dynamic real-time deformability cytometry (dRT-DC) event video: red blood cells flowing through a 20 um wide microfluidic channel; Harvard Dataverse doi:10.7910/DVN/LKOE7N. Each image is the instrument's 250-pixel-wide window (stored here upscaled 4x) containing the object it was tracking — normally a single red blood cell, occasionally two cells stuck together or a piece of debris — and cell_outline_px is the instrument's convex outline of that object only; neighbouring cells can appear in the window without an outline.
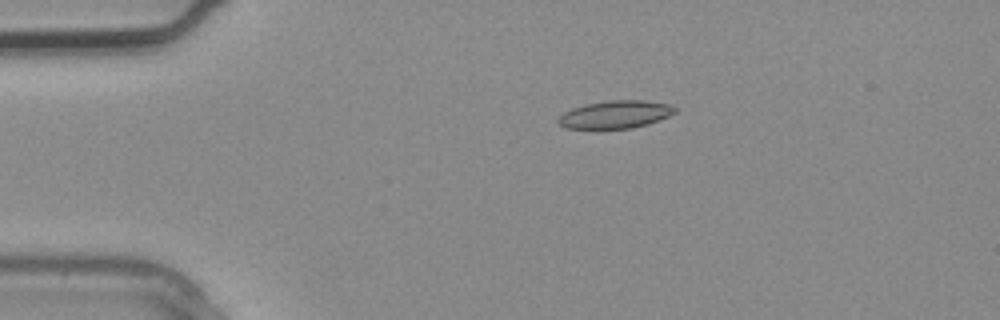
{"species": "common noctule bat (a hibernating species)", "species_latin": "Nyctalus noctula", "temperature_condition": "warm", "stored_images_in_passage": 2, "camera_frame_rate_fps": 3000, "um_per_image_px": 0.085, "animal": {"sex": "male", "body_mass_g": 20.4}, "frame": {"image": 1, "passage_image": 1, "time_ms": 0.0, "image_size_px": [1000, 320], "cell_outline_px": [[676, 112], [668, 116], [648, 124], [632, 128], [564, 128], [556, 120], [564, 112], [572, 108], [584, 104], [608, 100], [644, 100], [668, 104], [676, 108]], "centroid_in_image_um": [52.29, 9.72], "position_along_channel_um": 32.7, "area_um2": 18.79}}
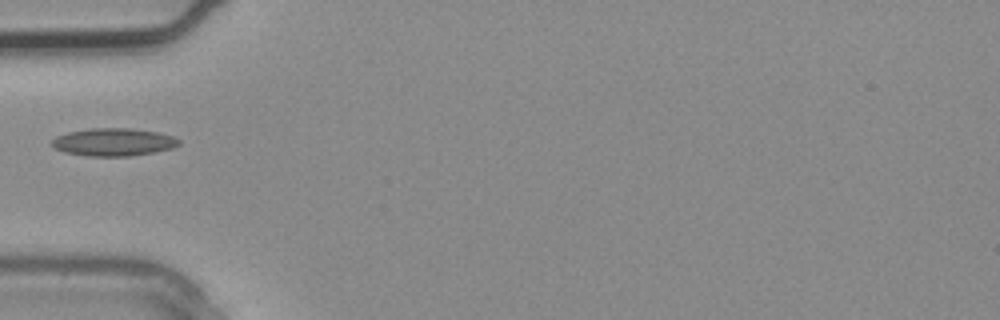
{"frame": {"image": 2, "passage_image": 2, "time_ms": 0.333, "image_size_px": [1000, 320], "cell_outline_px": [[180, 144], [172, 148], [132, 156], [88, 156], [64, 152], [56, 148], [52, 144], [52, 140], [56, 136], [68, 132], [92, 128], [132, 128], [160, 132], [172, 136], [180, 140]], "centroid_in_image_um": [9.67, 12.07], "position_along_channel_um": 75.3, "area_um2": 20.52}}